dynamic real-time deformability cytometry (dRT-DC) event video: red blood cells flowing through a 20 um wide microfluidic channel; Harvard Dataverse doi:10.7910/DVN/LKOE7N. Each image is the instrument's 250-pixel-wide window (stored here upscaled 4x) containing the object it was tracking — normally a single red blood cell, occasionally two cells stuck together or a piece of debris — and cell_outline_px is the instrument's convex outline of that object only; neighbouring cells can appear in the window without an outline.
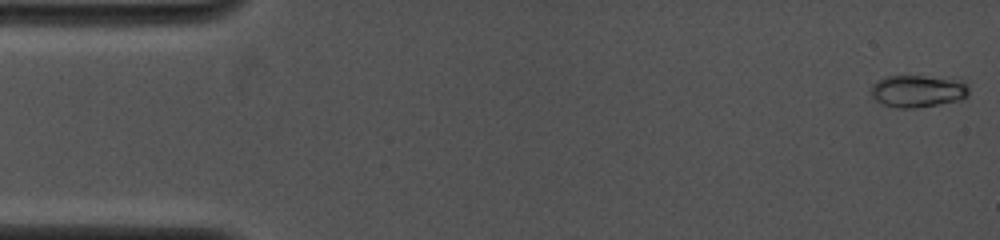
{"species": "common noctule bat (a hibernating species)", "species_latin": "Nyctalus noctula", "temperature_condition": "cold", "stored_images_in_passage": 8, "camera_frame_rate_fps": 4000, "um_per_image_px": 0.085, "animal": {"sex": "female", "body_mass_g": 19.0, "forearm_length_mm": 53.3}, "frame": {"image": 1, "passage_image": 1, "time_ms": 0.0, "image_size_px": [1000, 240], "cell_outline_px": [[968, 96], [960, 100], [916, 108], [896, 108], [884, 104], [876, 100], [872, 96], [868, 88], [876, 80], [884, 76], [956, 76], [964, 80], [968, 84]], "centroid_in_image_um": [78.05, 7.7], "position_along_channel_um": 6.9, "area_um2": 19.13}}
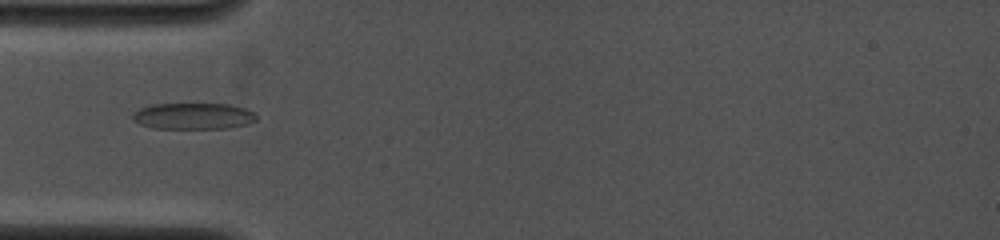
{"frame": {"image": 2, "passage_image": 7, "time_ms": 4.75, "image_size_px": [1000, 240], "cell_outline_px": [[256, 120], [248, 124], [228, 128], [152, 128], [140, 124], [132, 120], [132, 112], [140, 108], [152, 104], [232, 104], [256, 112]], "centroid_in_image_um": [16.43, 9.86], "position_along_channel_um": 68.6, "area_um2": 19.13}}
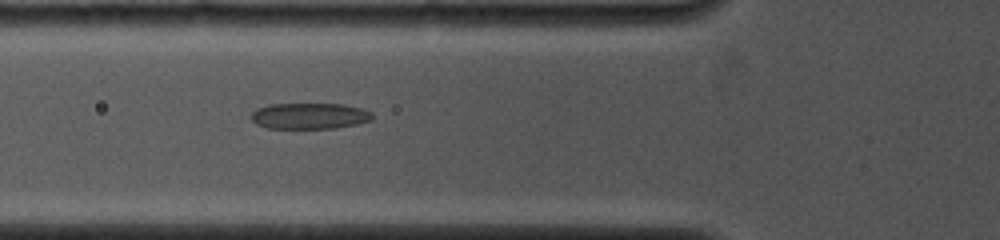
{"frame": {"image": 3, "passage_image": 8, "time_ms": 5.5, "image_size_px": [1000, 240], "cell_outline_px": [[372, 120], [356, 124], [336, 128], [268, 128], [256, 124], [252, 120], [252, 112], [256, 108], [268, 104], [344, 104], [364, 108], [372, 112]], "centroid_in_image_um": [26.33, 9.85], "position_along_channel_um": 99.5, "area_um2": 18.5}}